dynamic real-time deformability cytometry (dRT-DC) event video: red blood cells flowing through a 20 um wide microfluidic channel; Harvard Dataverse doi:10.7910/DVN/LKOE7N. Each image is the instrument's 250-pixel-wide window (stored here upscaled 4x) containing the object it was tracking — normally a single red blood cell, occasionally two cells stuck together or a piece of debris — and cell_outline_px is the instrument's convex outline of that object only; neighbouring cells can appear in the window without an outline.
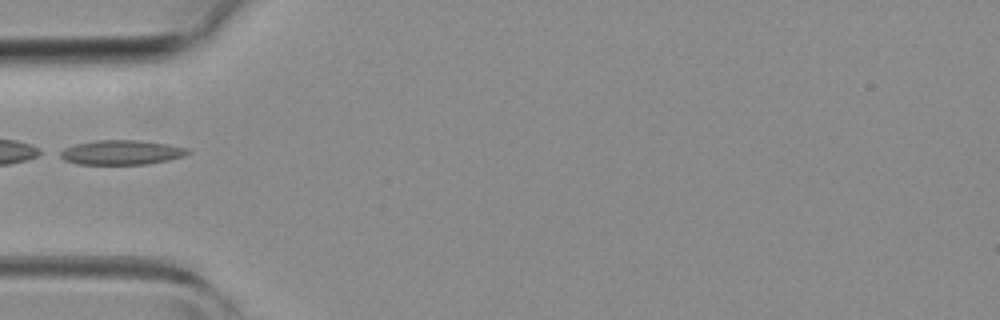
{"species": "common noctule bat (a hibernating species)", "species_latin": "Nyctalus noctula", "temperature_condition": "room temperature", "stored_images_in_passage": 2, "camera_frame_rate_fps": 3000, "um_per_image_px": 0.085, "animal": {"sex": "female", "body_mass_g": 19.3, "forearm_length_mm": 54.1}, "frame": {"image": 1, "passage_image": 2, "time_ms": 1.333, "image_size_px": [1000, 320], "cell_outline_px": [[192, 152], [184, 156], [168, 160], [148, 164], [76, 164], [64, 160], [56, 152], [64, 148], [76, 144], [96, 140], [136, 140], [168, 144], [188, 148]], "centroid_in_image_um": [10.31, 12.96], "position_along_channel_um": 74.7, "area_um2": 18.38}}